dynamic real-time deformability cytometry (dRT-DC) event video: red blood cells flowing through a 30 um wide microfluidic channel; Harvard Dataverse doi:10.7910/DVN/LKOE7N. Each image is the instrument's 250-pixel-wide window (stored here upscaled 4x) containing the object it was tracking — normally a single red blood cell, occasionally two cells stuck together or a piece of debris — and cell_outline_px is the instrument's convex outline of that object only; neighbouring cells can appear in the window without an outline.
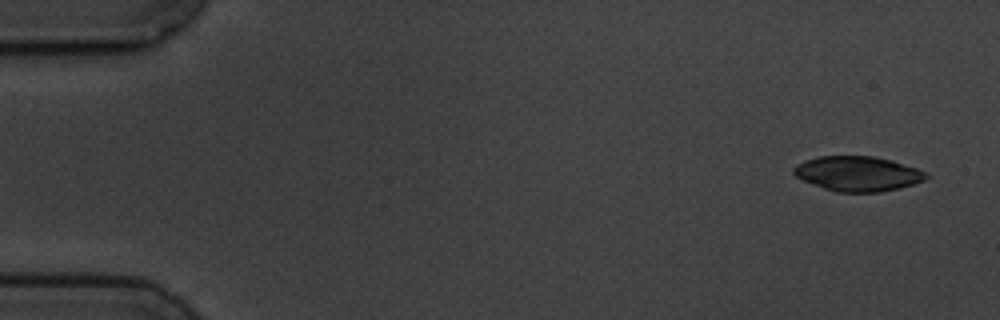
{"species": "common noctule bat (a hibernating species)", "species_latin": "Nyctalus noctula", "temperature_condition": "cold", "stored_images_in_passage": 4, "camera_frame_rate_fps": 3000, "um_per_image_px": 0.085, "animal": {"sex": "male", "body_mass_g": 19.5, "forearm_length_mm": 54.6}, "frame": {"image": 1, "passage_image": 1, "time_ms": 0.0, "image_size_px": [1000, 320], "cell_outline_px": [[928, 176], [924, 180], [900, 188], [880, 192], [836, 192], [824, 188], [804, 180], [796, 176], [792, 172], [792, 168], [796, 164], [804, 160], [820, 156], [876, 156], [892, 160], [928, 172]], "centroid_in_image_um": [72.91, 14.75], "position_along_channel_um": 12.1, "area_um2": 26.93}}
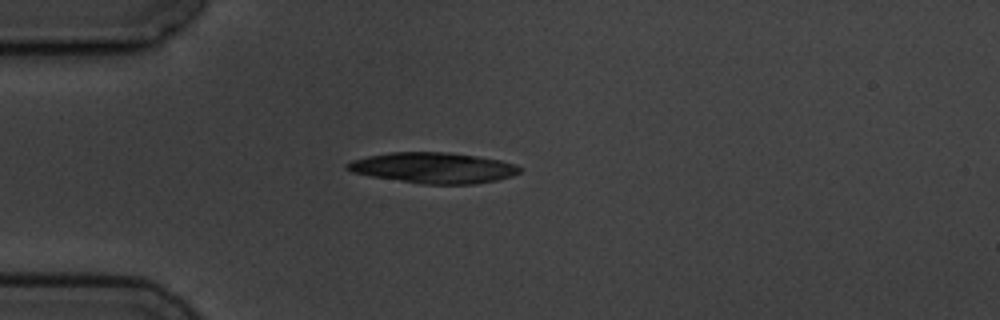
{"frame": {"image": 2, "passage_image": 4, "time_ms": 4.0, "image_size_px": [1000, 320], "cell_outline_px": [[524, 168], [520, 172], [512, 176], [496, 180], [472, 184], [424, 184], [372, 176], [352, 172], [344, 168], [344, 164], [352, 160], [368, 156], [388, 152], [448, 152], [476, 156], [500, 160]], "centroid_in_image_um": [36.82, 14.26], "position_along_channel_um": 48.2, "area_um2": 30.75}}